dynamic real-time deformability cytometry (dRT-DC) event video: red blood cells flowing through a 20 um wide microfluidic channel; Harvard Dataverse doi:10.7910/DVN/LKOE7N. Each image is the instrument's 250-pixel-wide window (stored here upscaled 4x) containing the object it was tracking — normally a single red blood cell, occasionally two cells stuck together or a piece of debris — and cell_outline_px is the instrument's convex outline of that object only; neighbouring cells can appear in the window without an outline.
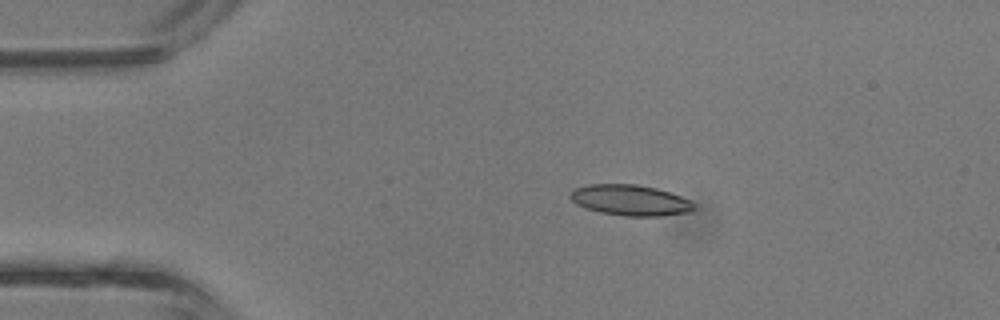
{"species": "common noctule bat (a hibernating species)", "species_latin": "Nyctalus noctula", "temperature_condition": "room temperature", "stored_images_in_passage": 4, "camera_frame_rate_fps": 3000, "um_per_image_px": 0.085, "animal": {"sex": "male", "body_mass_g": 13.3}, "frame": {"image": 1, "passage_image": 3, "time_ms": 0.667, "image_size_px": [1000, 320], "cell_outline_px": [[696, 208], [692, 212], [660, 216], [624, 216], [600, 212], [584, 208], [576, 204], [568, 196], [568, 192], [576, 188], [588, 184], [636, 184], [656, 188], [692, 200], [696, 204]], "centroid_in_image_um": [53.58, 17.02], "position_along_channel_um": 31.4, "area_um2": 22.48}}